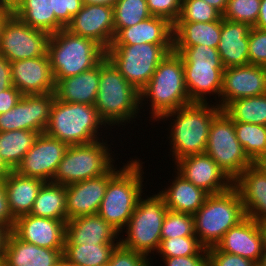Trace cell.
I'll return each mask as SVG.
<instances>
[{
    "mask_svg": "<svg viewBox=\"0 0 266 266\" xmlns=\"http://www.w3.org/2000/svg\"><path fill=\"white\" fill-rule=\"evenodd\" d=\"M47 54L56 82L95 67L105 57V50L95 41L64 28L50 35Z\"/></svg>",
    "mask_w": 266,
    "mask_h": 266,
    "instance_id": "cell-8",
    "label": "cell"
},
{
    "mask_svg": "<svg viewBox=\"0 0 266 266\" xmlns=\"http://www.w3.org/2000/svg\"><path fill=\"white\" fill-rule=\"evenodd\" d=\"M165 266H208L207 248H202L196 255L160 258Z\"/></svg>",
    "mask_w": 266,
    "mask_h": 266,
    "instance_id": "cell-49",
    "label": "cell"
},
{
    "mask_svg": "<svg viewBox=\"0 0 266 266\" xmlns=\"http://www.w3.org/2000/svg\"><path fill=\"white\" fill-rule=\"evenodd\" d=\"M113 8L115 35L151 16L146 0H116Z\"/></svg>",
    "mask_w": 266,
    "mask_h": 266,
    "instance_id": "cell-38",
    "label": "cell"
},
{
    "mask_svg": "<svg viewBox=\"0 0 266 266\" xmlns=\"http://www.w3.org/2000/svg\"><path fill=\"white\" fill-rule=\"evenodd\" d=\"M203 1L208 3L210 6L214 7L221 14H223L226 10L228 0H203Z\"/></svg>",
    "mask_w": 266,
    "mask_h": 266,
    "instance_id": "cell-55",
    "label": "cell"
},
{
    "mask_svg": "<svg viewBox=\"0 0 266 266\" xmlns=\"http://www.w3.org/2000/svg\"><path fill=\"white\" fill-rule=\"evenodd\" d=\"M151 16L162 17L174 24L180 17L182 0H146Z\"/></svg>",
    "mask_w": 266,
    "mask_h": 266,
    "instance_id": "cell-46",
    "label": "cell"
},
{
    "mask_svg": "<svg viewBox=\"0 0 266 266\" xmlns=\"http://www.w3.org/2000/svg\"><path fill=\"white\" fill-rule=\"evenodd\" d=\"M172 51L173 45H110L105 50V57L140 92L150 81L159 63Z\"/></svg>",
    "mask_w": 266,
    "mask_h": 266,
    "instance_id": "cell-10",
    "label": "cell"
},
{
    "mask_svg": "<svg viewBox=\"0 0 266 266\" xmlns=\"http://www.w3.org/2000/svg\"><path fill=\"white\" fill-rule=\"evenodd\" d=\"M183 62H196L204 64H222L217 48L194 45L191 47H173Z\"/></svg>",
    "mask_w": 266,
    "mask_h": 266,
    "instance_id": "cell-43",
    "label": "cell"
},
{
    "mask_svg": "<svg viewBox=\"0 0 266 266\" xmlns=\"http://www.w3.org/2000/svg\"><path fill=\"white\" fill-rule=\"evenodd\" d=\"M208 266H257V263L239 255L220 251L216 246L208 248Z\"/></svg>",
    "mask_w": 266,
    "mask_h": 266,
    "instance_id": "cell-47",
    "label": "cell"
},
{
    "mask_svg": "<svg viewBox=\"0 0 266 266\" xmlns=\"http://www.w3.org/2000/svg\"><path fill=\"white\" fill-rule=\"evenodd\" d=\"M222 109L215 103L192 102L162 115L156 122L169 121L168 156L174 164L185 157L205 153L209 128L213 118ZM170 131V132H169ZM171 138V139H170Z\"/></svg>",
    "mask_w": 266,
    "mask_h": 266,
    "instance_id": "cell-1",
    "label": "cell"
},
{
    "mask_svg": "<svg viewBox=\"0 0 266 266\" xmlns=\"http://www.w3.org/2000/svg\"><path fill=\"white\" fill-rule=\"evenodd\" d=\"M246 216L261 223L266 220V174L254 163L247 167L234 181Z\"/></svg>",
    "mask_w": 266,
    "mask_h": 266,
    "instance_id": "cell-23",
    "label": "cell"
},
{
    "mask_svg": "<svg viewBox=\"0 0 266 266\" xmlns=\"http://www.w3.org/2000/svg\"><path fill=\"white\" fill-rule=\"evenodd\" d=\"M174 172L170 185L167 184L158 193L164 198L168 210L193 215L202 207L209 194L187 181L176 170Z\"/></svg>",
    "mask_w": 266,
    "mask_h": 266,
    "instance_id": "cell-29",
    "label": "cell"
},
{
    "mask_svg": "<svg viewBox=\"0 0 266 266\" xmlns=\"http://www.w3.org/2000/svg\"><path fill=\"white\" fill-rule=\"evenodd\" d=\"M252 26L221 17V35L217 50L224 68L249 64L248 45Z\"/></svg>",
    "mask_w": 266,
    "mask_h": 266,
    "instance_id": "cell-24",
    "label": "cell"
},
{
    "mask_svg": "<svg viewBox=\"0 0 266 266\" xmlns=\"http://www.w3.org/2000/svg\"><path fill=\"white\" fill-rule=\"evenodd\" d=\"M234 128L239 143L254 163L266 156V126L234 122Z\"/></svg>",
    "mask_w": 266,
    "mask_h": 266,
    "instance_id": "cell-37",
    "label": "cell"
},
{
    "mask_svg": "<svg viewBox=\"0 0 266 266\" xmlns=\"http://www.w3.org/2000/svg\"><path fill=\"white\" fill-rule=\"evenodd\" d=\"M135 157L127 160L123 167L109 180L98 215L119 233L123 231L144 195L145 162ZM143 193V194H142Z\"/></svg>",
    "mask_w": 266,
    "mask_h": 266,
    "instance_id": "cell-4",
    "label": "cell"
},
{
    "mask_svg": "<svg viewBox=\"0 0 266 266\" xmlns=\"http://www.w3.org/2000/svg\"><path fill=\"white\" fill-rule=\"evenodd\" d=\"M261 0H228L222 18L234 22H246L252 27L258 20Z\"/></svg>",
    "mask_w": 266,
    "mask_h": 266,
    "instance_id": "cell-42",
    "label": "cell"
},
{
    "mask_svg": "<svg viewBox=\"0 0 266 266\" xmlns=\"http://www.w3.org/2000/svg\"><path fill=\"white\" fill-rule=\"evenodd\" d=\"M139 94L140 109L149 104L147 109H151V115L147 118L152 124L165 113L192 103L185 86L181 57L174 51L168 53Z\"/></svg>",
    "mask_w": 266,
    "mask_h": 266,
    "instance_id": "cell-3",
    "label": "cell"
},
{
    "mask_svg": "<svg viewBox=\"0 0 266 266\" xmlns=\"http://www.w3.org/2000/svg\"><path fill=\"white\" fill-rule=\"evenodd\" d=\"M150 263L144 254L130 250L119 243L111 254L109 266H151Z\"/></svg>",
    "mask_w": 266,
    "mask_h": 266,
    "instance_id": "cell-45",
    "label": "cell"
},
{
    "mask_svg": "<svg viewBox=\"0 0 266 266\" xmlns=\"http://www.w3.org/2000/svg\"><path fill=\"white\" fill-rule=\"evenodd\" d=\"M266 94V67L253 64L224 68L220 108L244 97Z\"/></svg>",
    "mask_w": 266,
    "mask_h": 266,
    "instance_id": "cell-16",
    "label": "cell"
},
{
    "mask_svg": "<svg viewBox=\"0 0 266 266\" xmlns=\"http://www.w3.org/2000/svg\"><path fill=\"white\" fill-rule=\"evenodd\" d=\"M260 225L264 233V241H265V246H266V220L261 222Z\"/></svg>",
    "mask_w": 266,
    "mask_h": 266,
    "instance_id": "cell-62",
    "label": "cell"
},
{
    "mask_svg": "<svg viewBox=\"0 0 266 266\" xmlns=\"http://www.w3.org/2000/svg\"><path fill=\"white\" fill-rule=\"evenodd\" d=\"M44 180L36 177H25L12 171L4 180L5 194L12 216L16 219L30 214L34 201Z\"/></svg>",
    "mask_w": 266,
    "mask_h": 266,
    "instance_id": "cell-30",
    "label": "cell"
},
{
    "mask_svg": "<svg viewBox=\"0 0 266 266\" xmlns=\"http://www.w3.org/2000/svg\"><path fill=\"white\" fill-rule=\"evenodd\" d=\"M100 266H109V263H106V264H103V265H100Z\"/></svg>",
    "mask_w": 266,
    "mask_h": 266,
    "instance_id": "cell-64",
    "label": "cell"
},
{
    "mask_svg": "<svg viewBox=\"0 0 266 266\" xmlns=\"http://www.w3.org/2000/svg\"><path fill=\"white\" fill-rule=\"evenodd\" d=\"M152 43L173 45V24L162 17L150 16L138 24L122 28L111 45H135Z\"/></svg>",
    "mask_w": 266,
    "mask_h": 266,
    "instance_id": "cell-27",
    "label": "cell"
},
{
    "mask_svg": "<svg viewBox=\"0 0 266 266\" xmlns=\"http://www.w3.org/2000/svg\"><path fill=\"white\" fill-rule=\"evenodd\" d=\"M167 211L165 200L159 193L151 196L149 194V197L144 193V196L139 198L124 231L120 232L119 243L130 250L144 254L153 266L155 263L152 259L161 242L162 224Z\"/></svg>",
    "mask_w": 266,
    "mask_h": 266,
    "instance_id": "cell-7",
    "label": "cell"
},
{
    "mask_svg": "<svg viewBox=\"0 0 266 266\" xmlns=\"http://www.w3.org/2000/svg\"><path fill=\"white\" fill-rule=\"evenodd\" d=\"M183 67L185 86L190 101L198 103H208L211 101V103H215L220 107V92L224 72L223 64L183 62ZM211 96H213V99L215 98L216 102L211 100Z\"/></svg>",
    "mask_w": 266,
    "mask_h": 266,
    "instance_id": "cell-21",
    "label": "cell"
},
{
    "mask_svg": "<svg viewBox=\"0 0 266 266\" xmlns=\"http://www.w3.org/2000/svg\"><path fill=\"white\" fill-rule=\"evenodd\" d=\"M3 257L4 256H0V266H3Z\"/></svg>",
    "mask_w": 266,
    "mask_h": 266,
    "instance_id": "cell-63",
    "label": "cell"
},
{
    "mask_svg": "<svg viewBox=\"0 0 266 266\" xmlns=\"http://www.w3.org/2000/svg\"><path fill=\"white\" fill-rule=\"evenodd\" d=\"M221 35V18L213 22H175L173 47L205 45L217 48Z\"/></svg>",
    "mask_w": 266,
    "mask_h": 266,
    "instance_id": "cell-32",
    "label": "cell"
},
{
    "mask_svg": "<svg viewBox=\"0 0 266 266\" xmlns=\"http://www.w3.org/2000/svg\"><path fill=\"white\" fill-rule=\"evenodd\" d=\"M83 4H99V5H108L113 7L116 3V0H82Z\"/></svg>",
    "mask_w": 266,
    "mask_h": 266,
    "instance_id": "cell-57",
    "label": "cell"
},
{
    "mask_svg": "<svg viewBox=\"0 0 266 266\" xmlns=\"http://www.w3.org/2000/svg\"><path fill=\"white\" fill-rule=\"evenodd\" d=\"M56 266H77L74 263H71L67 258L62 256V258L59 260Z\"/></svg>",
    "mask_w": 266,
    "mask_h": 266,
    "instance_id": "cell-59",
    "label": "cell"
},
{
    "mask_svg": "<svg viewBox=\"0 0 266 266\" xmlns=\"http://www.w3.org/2000/svg\"><path fill=\"white\" fill-rule=\"evenodd\" d=\"M83 6L82 0H53L56 19L66 28Z\"/></svg>",
    "mask_w": 266,
    "mask_h": 266,
    "instance_id": "cell-48",
    "label": "cell"
},
{
    "mask_svg": "<svg viewBox=\"0 0 266 266\" xmlns=\"http://www.w3.org/2000/svg\"><path fill=\"white\" fill-rule=\"evenodd\" d=\"M12 14L28 26L50 35L65 28L55 17L53 0H20Z\"/></svg>",
    "mask_w": 266,
    "mask_h": 266,
    "instance_id": "cell-31",
    "label": "cell"
},
{
    "mask_svg": "<svg viewBox=\"0 0 266 266\" xmlns=\"http://www.w3.org/2000/svg\"><path fill=\"white\" fill-rule=\"evenodd\" d=\"M102 128L112 131L94 105L63 102L55 98L44 133L72 146L105 138Z\"/></svg>",
    "mask_w": 266,
    "mask_h": 266,
    "instance_id": "cell-5",
    "label": "cell"
},
{
    "mask_svg": "<svg viewBox=\"0 0 266 266\" xmlns=\"http://www.w3.org/2000/svg\"><path fill=\"white\" fill-rule=\"evenodd\" d=\"M10 233L11 230L8 227L0 224V256H4L7 239Z\"/></svg>",
    "mask_w": 266,
    "mask_h": 266,
    "instance_id": "cell-54",
    "label": "cell"
},
{
    "mask_svg": "<svg viewBox=\"0 0 266 266\" xmlns=\"http://www.w3.org/2000/svg\"><path fill=\"white\" fill-rule=\"evenodd\" d=\"M55 98L54 92L22 95L13 109L0 114V132L29 130L44 133Z\"/></svg>",
    "mask_w": 266,
    "mask_h": 266,
    "instance_id": "cell-13",
    "label": "cell"
},
{
    "mask_svg": "<svg viewBox=\"0 0 266 266\" xmlns=\"http://www.w3.org/2000/svg\"><path fill=\"white\" fill-rule=\"evenodd\" d=\"M119 236L120 233L98 214L80 216L66 222L65 237L73 245L119 244Z\"/></svg>",
    "mask_w": 266,
    "mask_h": 266,
    "instance_id": "cell-25",
    "label": "cell"
},
{
    "mask_svg": "<svg viewBox=\"0 0 266 266\" xmlns=\"http://www.w3.org/2000/svg\"><path fill=\"white\" fill-rule=\"evenodd\" d=\"M264 246V233L260 223L249 217L230 228L216 245L222 252L242 256L257 264Z\"/></svg>",
    "mask_w": 266,
    "mask_h": 266,
    "instance_id": "cell-22",
    "label": "cell"
},
{
    "mask_svg": "<svg viewBox=\"0 0 266 266\" xmlns=\"http://www.w3.org/2000/svg\"><path fill=\"white\" fill-rule=\"evenodd\" d=\"M113 165L105 174L66 186L67 221L97 214L109 180L122 168Z\"/></svg>",
    "mask_w": 266,
    "mask_h": 266,
    "instance_id": "cell-18",
    "label": "cell"
},
{
    "mask_svg": "<svg viewBox=\"0 0 266 266\" xmlns=\"http://www.w3.org/2000/svg\"><path fill=\"white\" fill-rule=\"evenodd\" d=\"M203 246L197 236L161 239L158 254L161 258L196 255ZM161 255V256H160Z\"/></svg>",
    "mask_w": 266,
    "mask_h": 266,
    "instance_id": "cell-40",
    "label": "cell"
},
{
    "mask_svg": "<svg viewBox=\"0 0 266 266\" xmlns=\"http://www.w3.org/2000/svg\"><path fill=\"white\" fill-rule=\"evenodd\" d=\"M38 135V132L29 130L0 132V156L12 170L21 163Z\"/></svg>",
    "mask_w": 266,
    "mask_h": 266,
    "instance_id": "cell-34",
    "label": "cell"
},
{
    "mask_svg": "<svg viewBox=\"0 0 266 266\" xmlns=\"http://www.w3.org/2000/svg\"><path fill=\"white\" fill-rule=\"evenodd\" d=\"M223 111L233 122L266 126V94L236 99L230 102Z\"/></svg>",
    "mask_w": 266,
    "mask_h": 266,
    "instance_id": "cell-36",
    "label": "cell"
},
{
    "mask_svg": "<svg viewBox=\"0 0 266 266\" xmlns=\"http://www.w3.org/2000/svg\"><path fill=\"white\" fill-rule=\"evenodd\" d=\"M13 170L0 156V180H5Z\"/></svg>",
    "mask_w": 266,
    "mask_h": 266,
    "instance_id": "cell-56",
    "label": "cell"
},
{
    "mask_svg": "<svg viewBox=\"0 0 266 266\" xmlns=\"http://www.w3.org/2000/svg\"><path fill=\"white\" fill-rule=\"evenodd\" d=\"M241 196L232 186L229 190L210 194L193 214L195 235L204 248L216 246L224 234L246 218Z\"/></svg>",
    "mask_w": 266,
    "mask_h": 266,
    "instance_id": "cell-6",
    "label": "cell"
},
{
    "mask_svg": "<svg viewBox=\"0 0 266 266\" xmlns=\"http://www.w3.org/2000/svg\"><path fill=\"white\" fill-rule=\"evenodd\" d=\"M253 27L266 30V0H261L258 20Z\"/></svg>",
    "mask_w": 266,
    "mask_h": 266,
    "instance_id": "cell-53",
    "label": "cell"
},
{
    "mask_svg": "<svg viewBox=\"0 0 266 266\" xmlns=\"http://www.w3.org/2000/svg\"><path fill=\"white\" fill-rule=\"evenodd\" d=\"M222 14L203 0H182L180 17L176 22H213Z\"/></svg>",
    "mask_w": 266,
    "mask_h": 266,
    "instance_id": "cell-41",
    "label": "cell"
},
{
    "mask_svg": "<svg viewBox=\"0 0 266 266\" xmlns=\"http://www.w3.org/2000/svg\"><path fill=\"white\" fill-rule=\"evenodd\" d=\"M13 86L11 76V62L0 54V91Z\"/></svg>",
    "mask_w": 266,
    "mask_h": 266,
    "instance_id": "cell-52",
    "label": "cell"
},
{
    "mask_svg": "<svg viewBox=\"0 0 266 266\" xmlns=\"http://www.w3.org/2000/svg\"><path fill=\"white\" fill-rule=\"evenodd\" d=\"M196 236L192 214L168 210L162 224L161 239Z\"/></svg>",
    "mask_w": 266,
    "mask_h": 266,
    "instance_id": "cell-39",
    "label": "cell"
},
{
    "mask_svg": "<svg viewBox=\"0 0 266 266\" xmlns=\"http://www.w3.org/2000/svg\"><path fill=\"white\" fill-rule=\"evenodd\" d=\"M118 244L73 245L66 237L63 256L77 266H100L109 263Z\"/></svg>",
    "mask_w": 266,
    "mask_h": 266,
    "instance_id": "cell-35",
    "label": "cell"
},
{
    "mask_svg": "<svg viewBox=\"0 0 266 266\" xmlns=\"http://www.w3.org/2000/svg\"><path fill=\"white\" fill-rule=\"evenodd\" d=\"M249 64L266 67V30L252 27L248 45Z\"/></svg>",
    "mask_w": 266,
    "mask_h": 266,
    "instance_id": "cell-44",
    "label": "cell"
},
{
    "mask_svg": "<svg viewBox=\"0 0 266 266\" xmlns=\"http://www.w3.org/2000/svg\"><path fill=\"white\" fill-rule=\"evenodd\" d=\"M114 8L108 5L83 4L72 17L66 30L98 43L104 50L110 47L115 36Z\"/></svg>",
    "mask_w": 266,
    "mask_h": 266,
    "instance_id": "cell-15",
    "label": "cell"
},
{
    "mask_svg": "<svg viewBox=\"0 0 266 266\" xmlns=\"http://www.w3.org/2000/svg\"><path fill=\"white\" fill-rule=\"evenodd\" d=\"M21 97V92L14 86L0 91V114L13 109Z\"/></svg>",
    "mask_w": 266,
    "mask_h": 266,
    "instance_id": "cell-50",
    "label": "cell"
},
{
    "mask_svg": "<svg viewBox=\"0 0 266 266\" xmlns=\"http://www.w3.org/2000/svg\"><path fill=\"white\" fill-rule=\"evenodd\" d=\"M50 34L34 29L13 14L2 27L0 54L10 62L47 55Z\"/></svg>",
    "mask_w": 266,
    "mask_h": 266,
    "instance_id": "cell-12",
    "label": "cell"
},
{
    "mask_svg": "<svg viewBox=\"0 0 266 266\" xmlns=\"http://www.w3.org/2000/svg\"><path fill=\"white\" fill-rule=\"evenodd\" d=\"M13 86L22 95L48 94L55 91V81L48 54L11 62Z\"/></svg>",
    "mask_w": 266,
    "mask_h": 266,
    "instance_id": "cell-20",
    "label": "cell"
},
{
    "mask_svg": "<svg viewBox=\"0 0 266 266\" xmlns=\"http://www.w3.org/2000/svg\"><path fill=\"white\" fill-rule=\"evenodd\" d=\"M99 81L100 62L79 75L57 80L55 82V97L63 102L94 105Z\"/></svg>",
    "mask_w": 266,
    "mask_h": 266,
    "instance_id": "cell-28",
    "label": "cell"
},
{
    "mask_svg": "<svg viewBox=\"0 0 266 266\" xmlns=\"http://www.w3.org/2000/svg\"><path fill=\"white\" fill-rule=\"evenodd\" d=\"M64 249H49L19 239L12 231L8 236L3 266H56Z\"/></svg>",
    "mask_w": 266,
    "mask_h": 266,
    "instance_id": "cell-26",
    "label": "cell"
},
{
    "mask_svg": "<svg viewBox=\"0 0 266 266\" xmlns=\"http://www.w3.org/2000/svg\"><path fill=\"white\" fill-rule=\"evenodd\" d=\"M256 164L261 168V170L266 174V156L260 158Z\"/></svg>",
    "mask_w": 266,
    "mask_h": 266,
    "instance_id": "cell-60",
    "label": "cell"
},
{
    "mask_svg": "<svg viewBox=\"0 0 266 266\" xmlns=\"http://www.w3.org/2000/svg\"><path fill=\"white\" fill-rule=\"evenodd\" d=\"M20 0H0L1 5L8 6L10 8H14V6L19 2Z\"/></svg>",
    "mask_w": 266,
    "mask_h": 266,
    "instance_id": "cell-58",
    "label": "cell"
},
{
    "mask_svg": "<svg viewBox=\"0 0 266 266\" xmlns=\"http://www.w3.org/2000/svg\"><path fill=\"white\" fill-rule=\"evenodd\" d=\"M31 215L67 221L66 186L46 181L34 201Z\"/></svg>",
    "mask_w": 266,
    "mask_h": 266,
    "instance_id": "cell-33",
    "label": "cell"
},
{
    "mask_svg": "<svg viewBox=\"0 0 266 266\" xmlns=\"http://www.w3.org/2000/svg\"><path fill=\"white\" fill-rule=\"evenodd\" d=\"M111 145L107 138H102L88 144L69 146L52 182L67 186L105 174L119 159L115 158Z\"/></svg>",
    "mask_w": 266,
    "mask_h": 266,
    "instance_id": "cell-9",
    "label": "cell"
},
{
    "mask_svg": "<svg viewBox=\"0 0 266 266\" xmlns=\"http://www.w3.org/2000/svg\"><path fill=\"white\" fill-rule=\"evenodd\" d=\"M68 147L59 139L41 133L14 171L25 177L52 181Z\"/></svg>",
    "mask_w": 266,
    "mask_h": 266,
    "instance_id": "cell-14",
    "label": "cell"
},
{
    "mask_svg": "<svg viewBox=\"0 0 266 266\" xmlns=\"http://www.w3.org/2000/svg\"><path fill=\"white\" fill-rule=\"evenodd\" d=\"M173 165L182 177L209 195L225 192L233 186V181L206 153L182 158Z\"/></svg>",
    "mask_w": 266,
    "mask_h": 266,
    "instance_id": "cell-17",
    "label": "cell"
},
{
    "mask_svg": "<svg viewBox=\"0 0 266 266\" xmlns=\"http://www.w3.org/2000/svg\"><path fill=\"white\" fill-rule=\"evenodd\" d=\"M139 93L106 57L100 61L99 89L94 106L110 129L113 126H124L125 129L128 123H135L134 119L140 118L143 112L140 111Z\"/></svg>",
    "mask_w": 266,
    "mask_h": 266,
    "instance_id": "cell-2",
    "label": "cell"
},
{
    "mask_svg": "<svg viewBox=\"0 0 266 266\" xmlns=\"http://www.w3.org/2000/svg\"><path fill=\"white\" fill-rule=\"evenodd\" d=\"M205 153L232 181L254 164L237 139L234 122L223 110L211 122Z\"/></svg>",
    "mask_w": 266,
    "mask_h": 266,
    "instance_id": "cell-11",
    "label": "cell"
},
{
    "mask_svg": "<svg viewBox=\"0 0 266 266\" xmlns=\"http://www.w3.org/2000/svg\"><path fill=\"white\" fill-rule=\"evenodd\" d=\"M66 222L31 214L15 219L12 232L24 242L49 249H64Z\"/></svg>",
    "mask_w": 266,
    "mask_h": 266,
    "instance_id": "cell-19",
    "label": "cell"
},
{
    "mask_svg": "<svg viewBox=\"0 0 266 266\" xmlns=\"http://www.w3.org/2000/svg\"><path fill=\"white\" fill-rule=\"evenodd\" d=\"M15 218L9 209L7 197L5 194L4 180H0V224L13 229Z\"/></svg>",
    "mask_w": 266,
    "mask_h": 266,
    "instance_id": "cell-51",
    "label": "cell"
},
{
    "mask_svg": "<svg viewBox=\"0 0 266 266\" xmlns=\"http://www.w3.org/2000/svg\"><path fill=\"white\" fill-rule=\"evenodd\" d=\"M257 265L266 266V246H264L263 254L261 255V259Z\"/></svg>",
    "mask_w": 266,
    "mask_h": 266,
    "instance_id": "cell-61",
    "label": "cell"
}]
</instances>
